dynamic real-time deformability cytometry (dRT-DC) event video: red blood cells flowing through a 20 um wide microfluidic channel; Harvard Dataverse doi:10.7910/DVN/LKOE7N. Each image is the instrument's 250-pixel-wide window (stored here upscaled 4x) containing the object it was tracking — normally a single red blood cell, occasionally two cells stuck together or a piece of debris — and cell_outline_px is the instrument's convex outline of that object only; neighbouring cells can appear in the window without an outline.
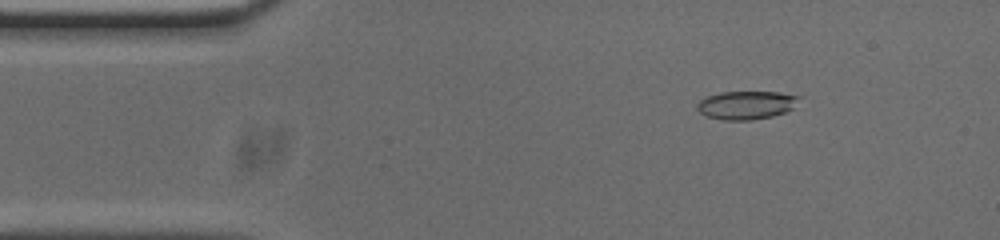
{"species": "common noctule bat (a hibernating species)", "species_latin": "Nyctalus noctula", "temperature_condition": "cold", "stored_images_in_passage": 53, "camera_frame_rate_fps": 3000, "um_per_image_px": 0.085, "animal": {"sex": "male", "body_mass_g": 20.0, "forearm_length_mm": 53.3}, "frame": {"image": 1, "passage_image": 7, "time_ms": 2.0, "image_size_px": [1000, 240], "cell_outline_px": [[800, 96], [792, 108], [784, 112], [772, 116], [752, 120], [724, 120], [708, 116], [700, 112], [696, 108], [696, 104], [700, 100], [708, 96], [720, 92], [780, 92]], "centroid_in_image_um": [63.41, 8.93], "position_along_channel_um": 21.6, "area_um2": 16.65}}
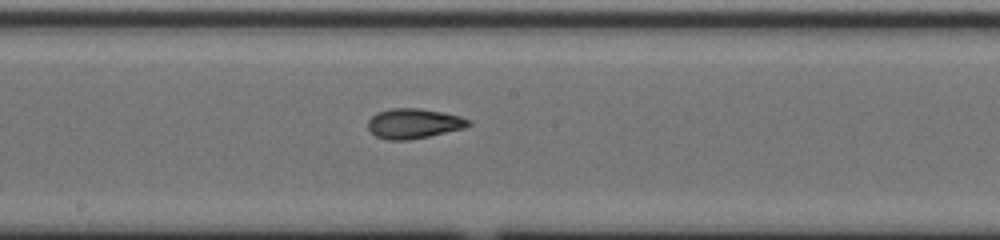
{"frame": {"image": 2, "passage_image": 27, "time_ms": 8.667, "image_size_px": [1000, 240], "cell_outline_px": [[472, 124], [464, 128], [428, 136], [408, 140], [388, 140], [376, 136], [368, 128], [368, 120], [376, 112], [392, 108], [420, 108], [444, 112], [460, 116], [472, 120]], "centroid_in_image_um": [35.18, 10.49], "position_along_channel_um": 213.0, "area_um2": 17.63}}
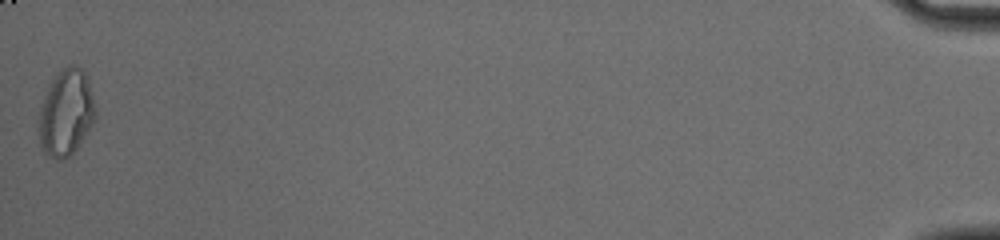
{"frame": {"image": 3, "passage_image": 53, "time_ms": 17.333, "image_size_px": [1000, 240], "cell_outline_px": [[96, 116], [92, 124], [76, 148], [68, 156], [60, 160], [56, 160], [44, 152], [40, 148], [40, 104], [48, 84], [68, 64], [76, 64], [88, 76], [96, 108]], "centroid_in_image_um": [5.62, 9.54], "position_along_channel_um": 429.6, "area_um2": 28.38}, "authors_computed_cell_mechanics": {"area_um2": 17.5134, "velocity_mm_per_s": 3.7704, "shape_relaxation_time_tau1_ms": 7.2444, "shape_relaxation_time_tau2_ms": 2.6273, "deformation_change_tau1": 0.1881, "deformation_change_tau2": 0.0685}}